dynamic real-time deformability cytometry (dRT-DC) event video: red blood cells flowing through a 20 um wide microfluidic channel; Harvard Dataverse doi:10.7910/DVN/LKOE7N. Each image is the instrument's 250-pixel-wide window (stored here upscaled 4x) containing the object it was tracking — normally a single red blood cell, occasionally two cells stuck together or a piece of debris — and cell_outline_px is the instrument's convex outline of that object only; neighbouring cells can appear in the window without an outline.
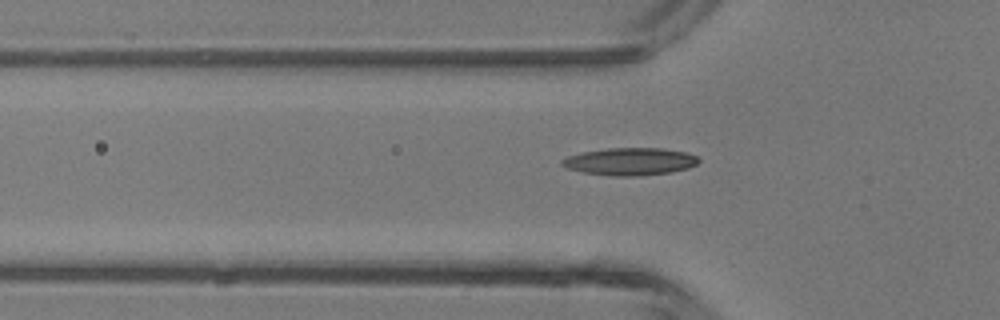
{"species": "common noctule bat (a hibernating species)", "species_latin": "Nyctalus noctula", "temperature_condition": "room temperature", "stored_images_in_passage": 43, "camera_frame_rate_fps": 3000, "um_per_image_px": 0.085, "animal": {"sex": "male", "body_mass_g": 13.3}, "frame": {"image": 1, "passage_image": 15, "time_ms": 4.667, "image_size_px": [1000, 320], "cell_outline_px": [[700, 160], [696, 164], [688, 168], [672, 172], [640, 176], [612, 176], [584, 172], [568, 168], [560, 164], [560, 160], [568, 156], [580, 152], [608, 148], [664, 148], [684, 152], [696, 156]], "centroid_in_image_um": [53.54, 13.73], "position_along_channel_um": 72.3, "area_um2": 21.91}}
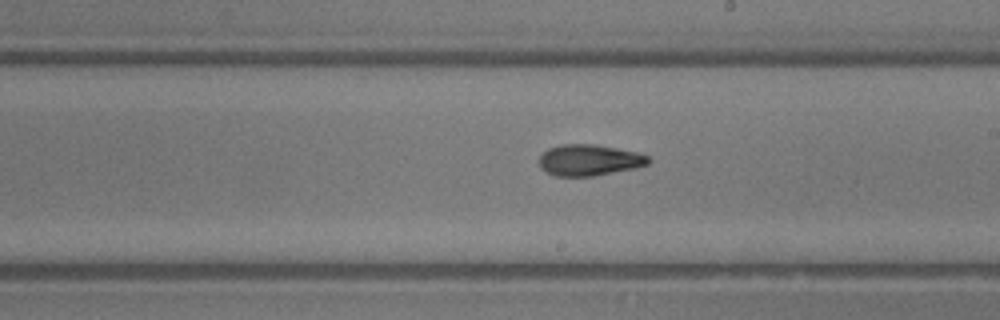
{"frame": {"image": 2, "passage_image": 26, "time_ms": 8.333, "image_size_px": [1000, 320], "cell_outline_px": [[652, 160], [648, 164], [636, 168], [592, 176], [556, 176], [540, 168], [540, 156], [548, 148], [560, 144], [596, 144], [636, 152], [648, 156]], "centroid_in_image_um": [50.09, 13.6], "position_along_channel_um": 238.9, "area_um2": 19.83}}
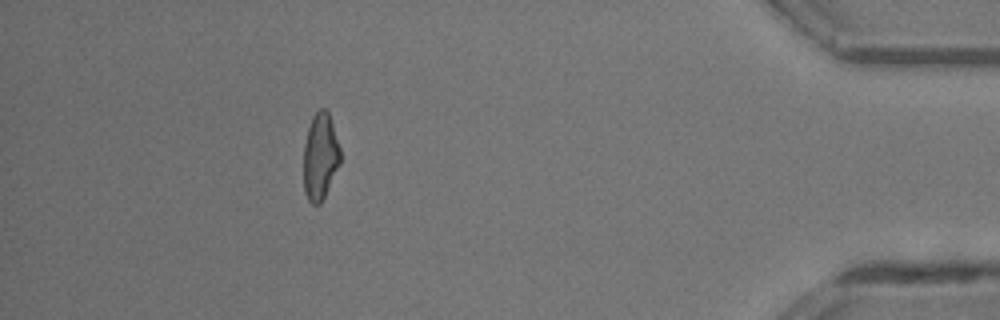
{"frame": {"image": 3, "passage_image": 41, "time_ms": 13.333, "image_size_px": [1000, 320], "cell_outline_px": [[340, 164], [320, 204], [312, 204], [308, 200], [304, 192], [304, 144], [308, 128], [312, 116], [320, 108], [324, 108], [328, 112], [340, 148]], "centroid_in_image_um": [27.21, 13.3], "position_along_channel_um": 408.0, "area_um2": 18.38}, "authors_computed_cell_mechanics": {"area_um2": 19.5364, "velocity_mm_per_s": 4.5224, "shape_relaxation_time_tau1_ms": 5.3442, "shape_relaxation_time_tau2_ms": 3.3257, "deformation_change_tau1": 0.1749, "deformation_change_tau2": 0.1189}}